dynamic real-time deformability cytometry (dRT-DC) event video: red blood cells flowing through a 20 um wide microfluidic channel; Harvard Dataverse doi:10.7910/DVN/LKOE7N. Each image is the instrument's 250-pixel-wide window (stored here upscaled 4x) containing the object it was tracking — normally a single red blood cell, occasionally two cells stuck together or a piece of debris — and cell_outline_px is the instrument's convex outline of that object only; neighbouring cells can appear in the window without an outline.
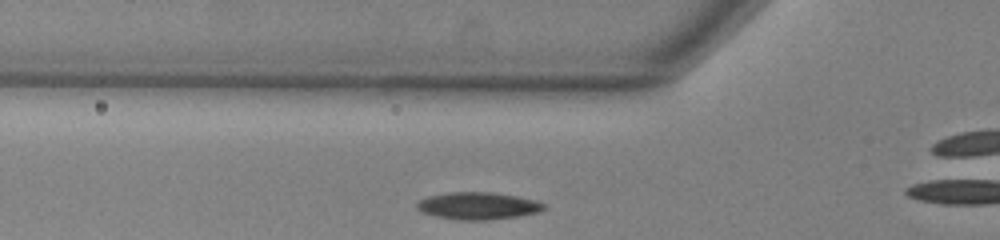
{"species": "common noctule bat (a hibernating species)", "species_latin": "Nyctalus noctula", "temperature_condition": "warm", "stored_images_in_passage": 36, "camera_frame_rate_fps": 3000, "um_per_image_px": 0.085, "animal": {"sex": "male", "body_mass_g": 13.0, "forearm_length_mm": 53.1}, "frame": {"image": 1, "passage_image": 13, "time_ms": 4.0, "image_size_px": [1000, 240], "cell_outline_px": [[548, 208], [540, 212], [516, 216], [488, 220], [456, 220], [436, 216], [420, 212], [416, 208], [416, 204], [420, 200], [428, 196], [448, 192], [492, 192], [516, 196], [536, 200], [544, 204]], "centroid_in_image_um": [40.62, 17.49], "position_along_channel_um": 85.2, "area_um2": 20.29}}
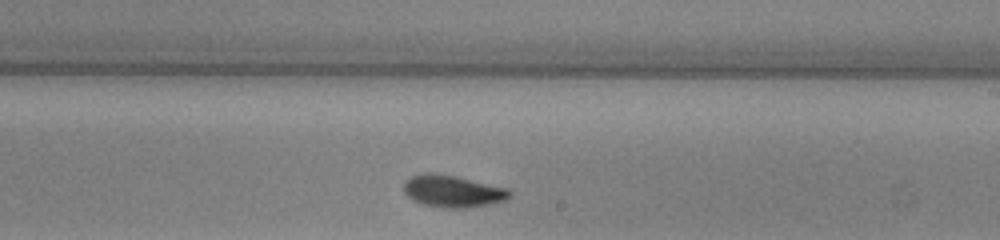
{"frame": {"image": 2, "passage_image": 26, "time_ms": 8.333, "image_size_px": [1000, 240], "cell_outline_px": [[512, 196], [504, 200], [488, 204], [464, 208], [444, 208], [424, 204], [412, 200], [404, 192], [404, 184], [412, 176], [424, 172], [432, 172], [452, 176], [508, 188], [512, 192]], "centroid_in_image_um": [38.48, 16.26], "position_along_channel_um": 250.5, "area_um2": 19.48}}
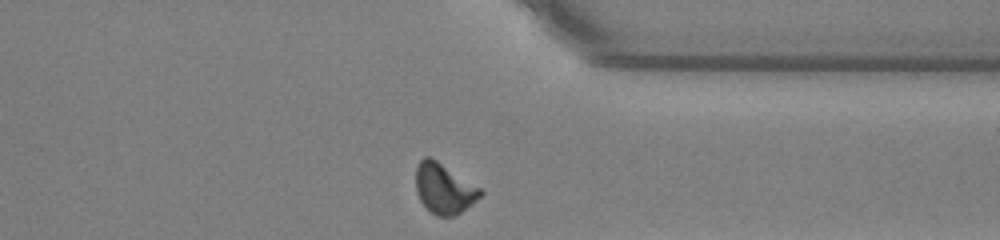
{"frame": {"image": 3, "passage_image": 36, "time_ms": 11.667, "image_size_px": [1000, 240], "cell_outline_px": [[484, 192], [472, 204], [456, 216], [436, 216], [420, 200], [416, 192], [416, 164], [424, 156], [428, 156], [436, 160], [480, 188]], "centroid_in_image_um": [37.72, 16.03], "position_along_channel_um": 373.7, "area_um2": 18.67}, "authors_computed_cell_mechanics": {"area_um2": 18.7561, "velocity_mm_per_s": 3.8142, "shape_relaxation_time_tau1_ms": 3.338, "shape_relaxation_time_tau2_ms": 2.2301, "deformation_change_tau1": 0.1287, "deformation_change_tau2": 0.0662}}